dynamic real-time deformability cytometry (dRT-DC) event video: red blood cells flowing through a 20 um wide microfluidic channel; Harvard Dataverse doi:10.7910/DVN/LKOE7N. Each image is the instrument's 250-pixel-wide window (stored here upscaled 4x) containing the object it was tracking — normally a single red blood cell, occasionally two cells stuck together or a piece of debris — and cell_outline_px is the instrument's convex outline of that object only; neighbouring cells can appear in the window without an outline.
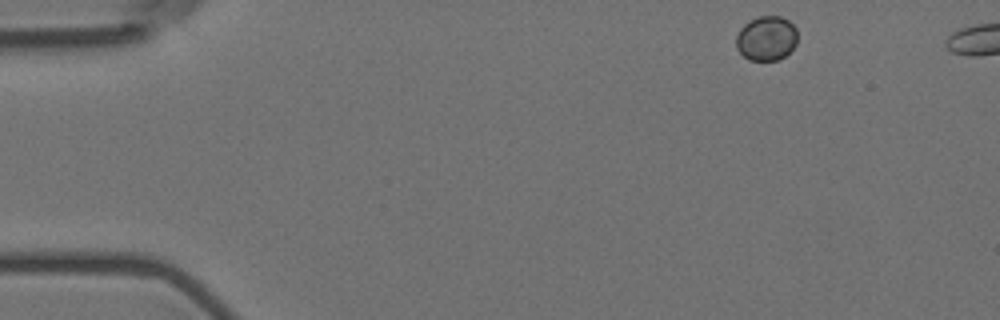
{"species": "Egyptian fruit bat (a non-hibernating species)", "species_latin": "Rousettus aegyptiacus", "temperature_condition": "room temperature", "stored_images_in_passage": 48, "camera_frame_rate_fps": 3000, "um_per_image_px": 0.085, "animal": {"sex": "female"}, "frame": {"image": 1, "passage_image": 1, "time_ms": 0.0, "image_size_px": [1000, 320], "cell_outline_px": [[796, 44], [784, 56], [776, 60], [748, 60], [736, 48], [736, 36], [740, 28], [748, 20], [760, 16], [780, 16], [788, 20], [796, 28]], "centroid_in_image_um": [65.12, 3.24], "position_along_channel_um": 19.9, "area_um2": 15.9}}
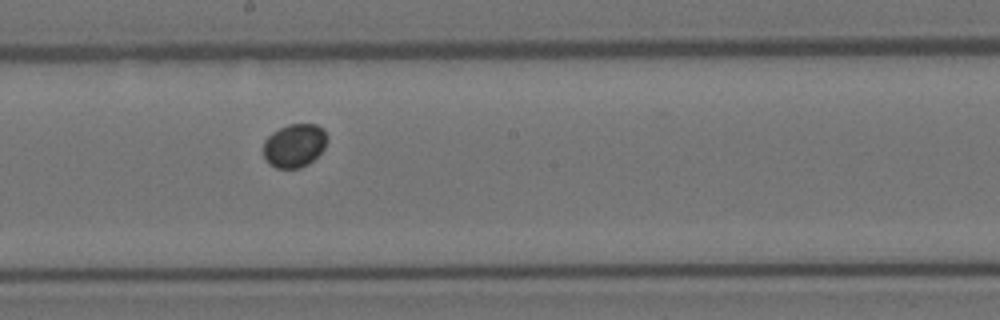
{"frame": {"image": 2, "passage_image": 26, "time_ms": 8.333, "image_size_px": [1000, 320], "cell_outline_px": [[328, 140], [324, 148], [308, 164], [300, 168], [276, 168], [268, 164], [264, 160], [264, 140], [272, 132], [288, 124], [316, 124], [324, 128], [328, 136]], "centroid_in_image_um": [25.03, 12.36], "position_along_channel_um": 223.2, "area_um2": 16.36}}
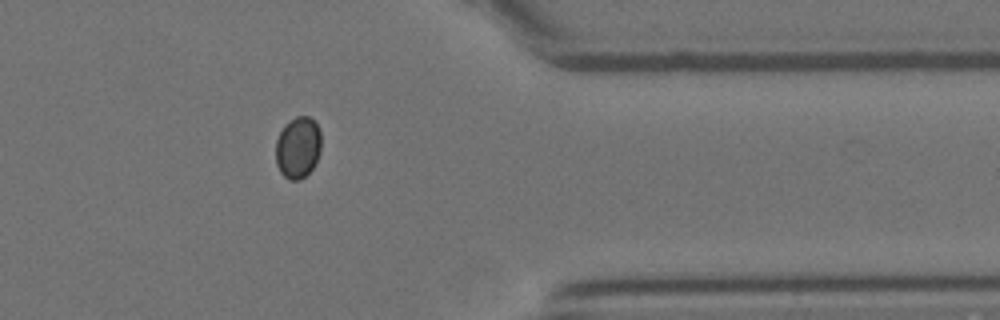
{"frame": {"image": 3, "passage_image": 41, "time_ms": 13.333, "image_size_px": [1000, 320], "cell_outline_px": [[320, 152], [312, 168], [300, 180], [288, 180], [280, 172], [276, 164], [276, 140], [284, 124], [296, 116], [308, 116], [316, 124], [320, 132]], "centroid_in_image_um": [25.3, 12.54], "position_along_channel_um": 386.1, "area_um2": 16.24}}